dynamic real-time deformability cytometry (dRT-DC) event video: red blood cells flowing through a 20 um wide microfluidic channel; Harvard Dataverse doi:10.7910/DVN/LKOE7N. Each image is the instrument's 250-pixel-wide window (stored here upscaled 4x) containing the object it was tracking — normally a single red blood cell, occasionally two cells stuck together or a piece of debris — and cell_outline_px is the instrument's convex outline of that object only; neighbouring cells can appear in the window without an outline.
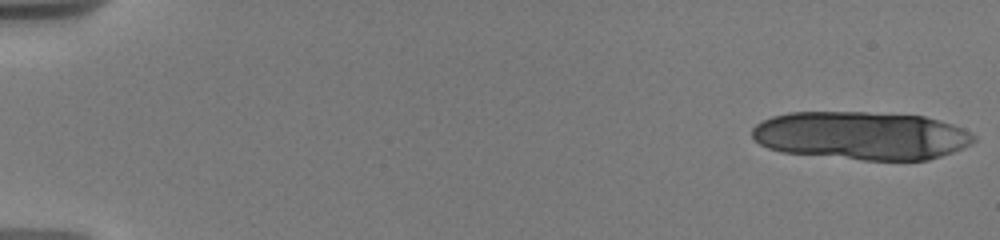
{"species": "human", "species_latin": "Homo sapiens", "temperature_condition": "warm", "stored_images_in_passage": 22, "camera_frame_rate_fps": 3000, "um_per_image_px": 0.085, "donor": {"sex": "male"}, "frame": {"image": 1, "passage_image": 1, "time_ms": 0.0, "image_size_px": [1000, 240], "cell_outline_px": [[976, 140], [972, 144], [964, 148], [928, 160], [860, 160], [780, 152], [768, 148], [752, 140], [752, 128], [760, 120], [772, 116], [788, 112], [864, 112], [924, 116], [940, 120], [952, 124], [972, 132], [976, 136]], "centroid_in_image_um": [73.2, 11.53], "position_along_channel_um": 11.8, "area_um2": 62.94}}